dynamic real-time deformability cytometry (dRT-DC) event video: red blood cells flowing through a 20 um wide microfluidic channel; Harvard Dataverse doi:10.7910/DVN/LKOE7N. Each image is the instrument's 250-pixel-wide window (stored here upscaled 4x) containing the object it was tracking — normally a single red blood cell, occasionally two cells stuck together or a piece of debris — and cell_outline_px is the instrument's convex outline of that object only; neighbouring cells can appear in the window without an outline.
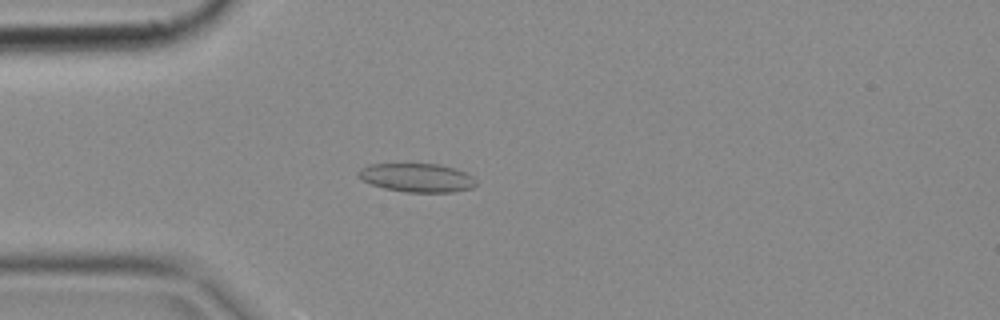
{"species": "common noctule bat (a hibernating species)", "species_latin": "Nyctalus noctula", "temperature_condition": "cold", "stored_images_in_passage": 4, "camera_frame_rate_fps": 3000, "um_per_image_px": 0.085, "animal": {"sex": "female", "body_mass_g": 18.4}, "frame": {"image": 1, "passage_image": 4, "time_ms": 1.0, "image_size_px": [1000, 320], "cell_outline_px": [[476, 184], [472, 188], [452, 192], [404, 192], [384, 188], [372, 184], [364, 180], [356, 172], [360, 168], [372, 164], [440, 164], [464, 172], [472, 176], [476, 180]], "centroid_in_image_um": [35.45, 15.11], "position_along_channel_um": 49.5, "area_um2": 19.48}}